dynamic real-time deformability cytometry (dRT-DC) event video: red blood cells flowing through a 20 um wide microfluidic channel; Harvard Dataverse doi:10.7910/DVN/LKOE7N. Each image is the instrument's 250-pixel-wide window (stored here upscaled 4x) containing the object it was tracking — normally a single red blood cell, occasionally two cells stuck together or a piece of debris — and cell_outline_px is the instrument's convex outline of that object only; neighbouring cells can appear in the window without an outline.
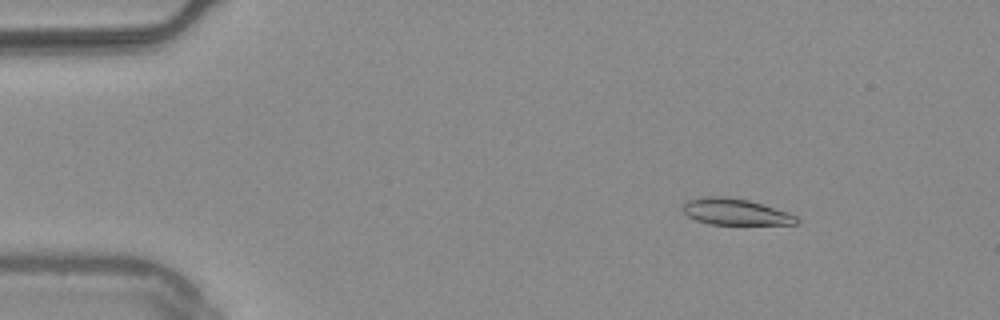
{"species": "common noctule bat (a hibernating species)", "species_latin": "Nyctalus noctula", "temperature_condition": "warm", "stored_images_in_passage": 55, "camera_frame_rate_fps": 3000, "um_per_image_px": 0.085, "animal": {"sex": "male", "body_mass_g": 20.4}, "frame": {"image": 1, "passage_image": 7, "time_ms": 2.0, "image_size_px": [1000, 320], "cell_outline_px": [[800, 220], [796, 224], [708, 224], [696, 220], [688, 216], [680, 208], [688, 200], [704, 196], [724, 196], [748, 200], [788, 212], [796, 216]], "centroid_in_image_um": [62.47, 18.0], "position_along_channel_um": 22.5, "area_um2": 17.4}}
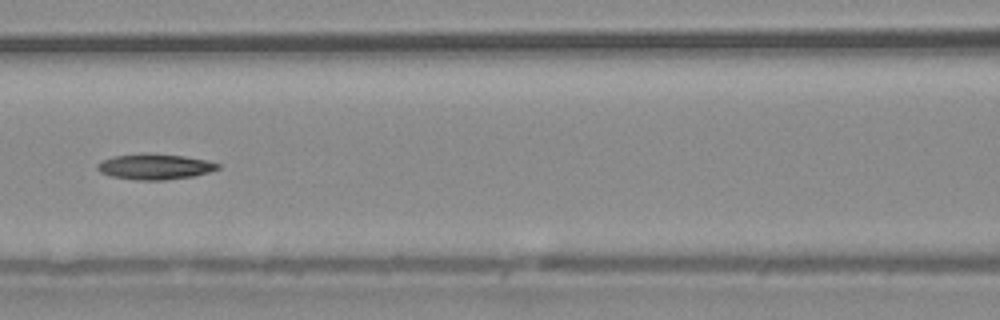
{"frame": {"image": 2, "passage_image": 24, "time_ms": 7.667, "image_size_px": [1000, 320], "cell_outline_px": [[220, 168], [208, 172], [192, 176], [164, 180], [136, 180], [112, 176], [100, 172], [96, 168], [96, 164], [100, 160], [112, 156], [144, 152], [148, 152], [184, 156], [208, 160], [220, 164]], "centroid_in_image_um": [13.12, 14.14], "position_along_channel_um": 153.5, "area_um2": 18.26}}
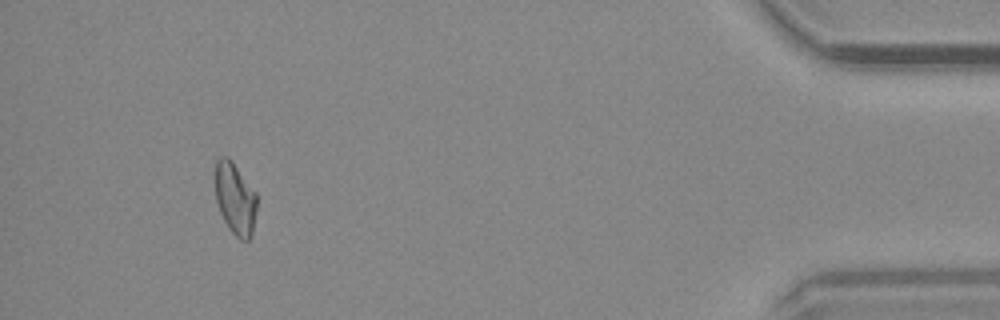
{"frame": {"image": 3, "passage_image": 50, "time_ms": 16.333, "image_size_px": [1000, 320], "cell_outline_px": [[256, 212], [252, 232], [248, 240], [240, 240], [228, 228], [220, 212], [216, 200], [216, 160], [220, 156], [228, 156], [232, 160], [256, 192]], "centroid_in_image_um": [19.99, 16.86], "position_along_channel_um": 415.2, "area_um2": 17.4}, "authors_computed_cell_mechanics": {"area_um2": 18.0336, "velocity_mm_per_s": 3.7739, "shape_relaxation_time_tau1_ms": 8.6488, "shape_relaxation_time_tau2_ms": null, "deformation_change_tau1": 0.1731, "deformation_change_tau2": null}}